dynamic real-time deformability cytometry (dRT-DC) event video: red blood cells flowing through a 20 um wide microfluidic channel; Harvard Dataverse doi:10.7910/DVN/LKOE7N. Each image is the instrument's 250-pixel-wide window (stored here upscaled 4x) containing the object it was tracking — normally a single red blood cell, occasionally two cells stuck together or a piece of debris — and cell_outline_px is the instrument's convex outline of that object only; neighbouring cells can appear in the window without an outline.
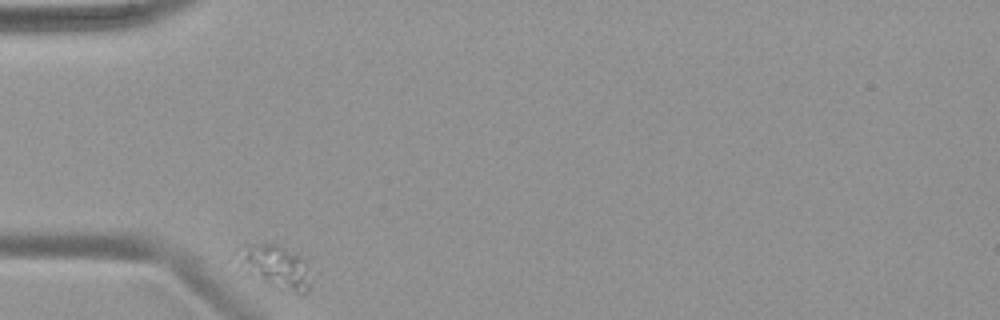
{"species": "common noctule bat (a hibernating species)", "species_latin": "Nyctalus noctula", "temperature_condition": "warm", "stored_images_in_passage": 34, "camera_frame_rate_fps": 3000, "um_per_image_px": 0.085, "animal": {"sex": "female", "body_mass_g": 19.9}, "frame": {"image": 1, "passage_image": 1, "time_ms": 0.0, "image_size_px": [1000, 320], "cell_outline_px": [[308, 288], [304, 292], [296, 292], [248, 272], [240, 264], [244, 252], [248, 248], [256, 244], [280, 244], [308, 260]], "centroid_in_image_um": [23.58, 22.6], "position_along_channel_um": 61.4, "area_um2": 16.36}}
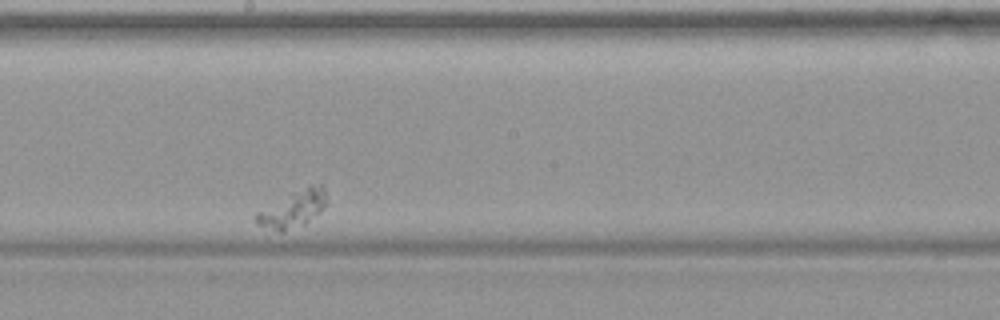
{"frame": {"image": 2, "passage_image": 19, "time_ms": 6.0, "image_size_px": [1000, 320], "cell_outline_px": [[324, 208], [320, 212], [304, 224], [284, 232], [280, 232], [256, 224], [256, 212], [292, 192], [308, 184], [324, 184]], "centroid_in_image_um": [24.9, 17.76], "position_along_channel_um": 223.3, "area_um2": 14.91}}
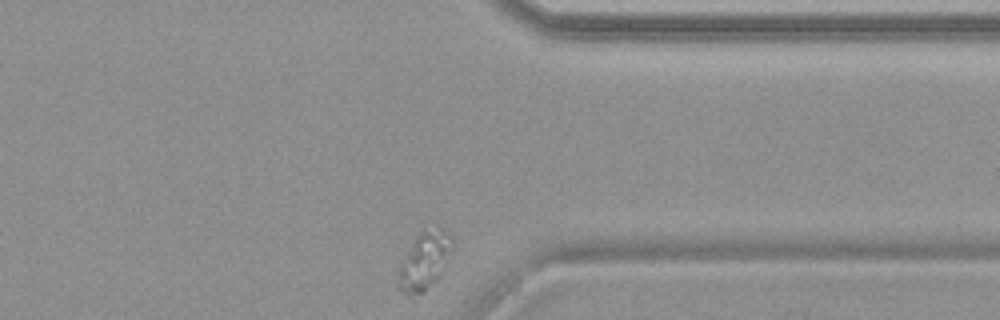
{"frame": {"image": 3, "passage_image": 34, "time_ms": 11.0, "image_size_px": [1000, 320], "cell_outline_px": [[452, 248], [436, 280], [424, 292], [412, 300], [396, 288], [396, 284], [400, 264], [412, 240], [420, 232], [436, 224], [444, 228], [452, 236]], "centroid_in_image_um": [36.02, 22.19], "position_along_channel_um": 375.4, "area_um2": 18.73}}